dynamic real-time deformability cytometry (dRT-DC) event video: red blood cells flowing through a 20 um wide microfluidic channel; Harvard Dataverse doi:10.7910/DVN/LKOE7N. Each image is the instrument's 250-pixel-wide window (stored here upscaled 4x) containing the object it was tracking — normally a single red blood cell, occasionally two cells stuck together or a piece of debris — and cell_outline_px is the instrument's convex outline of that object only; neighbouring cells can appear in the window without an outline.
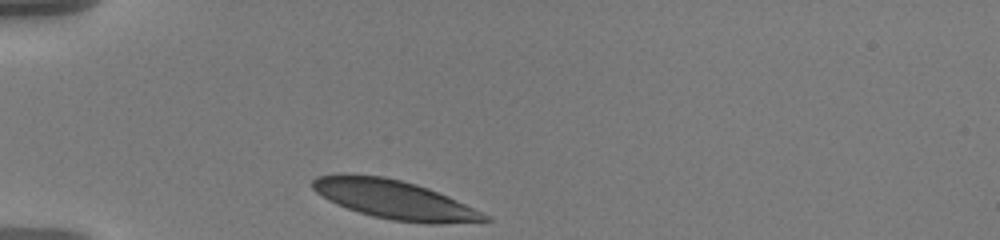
{"species": "human", "species_latin": "Homo sapiens", "temperature_condition": "warm", "stored_images_in_passage": 34, "camera_frame_rate_fps": 3000, "um_per_image_px": 0.085, "donor": {"sex": "male"}, "frame": {"image": 1, "passage_image": 1, "time_ms": 0.0, "image_size_px": [1000, 240], "cell_outline_px": [[492, 220], [392, 220], [372, 216], [336, 204], [328, 200], [316, 192], [312, 188], [312, 180], [316, 176], [340, 172], [384, 176], [416, 184], [428, 188], [448, 196], [488, 216]], "centroid_in_image_um": [33.27, 16.86], "position_along_channel_um": 51.7, "area_um2": 37.28}}
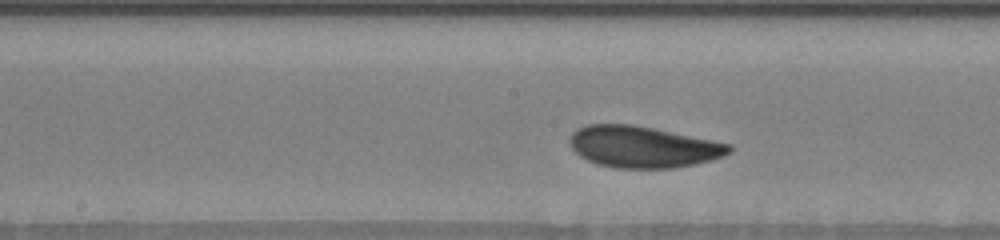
{"frame": {"image": 2, "passage_image": 15, "time_ms": 4.667, "image_size_px": [1000, 240], "cell_outline_px": [[732, 152], [724, 156], [712, 160], [696, 164], [672, 168], [616, 168], [600, 164], [588, 160], [580, 156], [572, 148], [568, 140], [572, 132], [576, 128], [588, 124], [632, 124], [732, 144]], "centroid_in_image_um": [54.66, 12.48], "position_along_channel_um": 193.5, "area_um2": 38.55}}
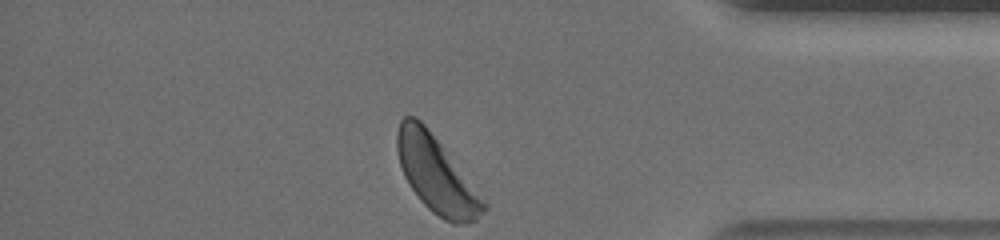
{"frame": {"image": 3, "passage_image": 34, "time_ms": 11.0, "image_size_px": [1000, 240], "cell_outline_px": [[488, 208], [476, 220], [468, 224], [452, 224], [444, 220], [432, 212], [420, 200], [404, 176], [400, 164], [396, 148], [396, 132], [400, 120], [404, 116], [416, 116], [424, 124], [444, 148], [488, 204]], "centroid_in_image_um": [37.08, 14.86], "position_along_channel_um": 398.1, "area_um2": 38.21}, "authors_computed_cell_mechanics": {"area_um2": 38.5526, "velocity_mm_per_s": 3.5366, "shape_relaxation_time_tau1_ms": 1.8035, "shape_relaxation_time_tau2_ms": null, "deformation_change_tau1": 0.0829, "deformation_change_tau2": null}}